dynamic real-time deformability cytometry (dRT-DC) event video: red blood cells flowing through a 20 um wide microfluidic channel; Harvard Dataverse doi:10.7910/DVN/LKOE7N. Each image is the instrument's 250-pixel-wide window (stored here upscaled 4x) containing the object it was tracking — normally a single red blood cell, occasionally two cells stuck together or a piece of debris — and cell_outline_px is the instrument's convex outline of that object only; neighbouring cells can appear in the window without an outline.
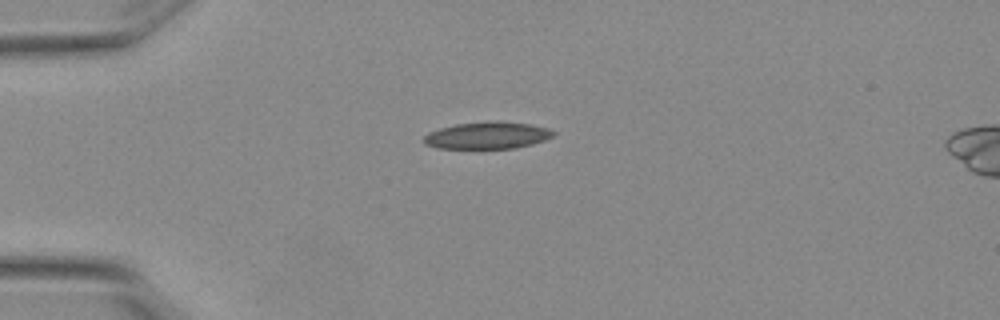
{"species": "Egyptian fruit bat (a non-hibernating species)", "species_latin": "Rousettus aegyptiacus", "temperature_condition": "warm", "stored_images_in_passage": 2, "camera_frame_rate_fps": 3000, "um_per_image_px": 0.085, "animal": {"sex": "female"}, "frame": {"image": 1, "passage_image": 1, "time_ms": 0.0, "image_size_px": [1000, 320], "cell_outline_px": [[556, 132], [552, 136], [544, 140], [532, 144], [516, 148], [436, 148], [424, 144], [424, 136], [428, 132], [440, 128], [456, 124], [496, 120], [528, 124], [548, 128]], "centroid_in_image_um": [41.41, 11.5], "position_along_channel_um": 43.6, "area_um2": 20.35}}